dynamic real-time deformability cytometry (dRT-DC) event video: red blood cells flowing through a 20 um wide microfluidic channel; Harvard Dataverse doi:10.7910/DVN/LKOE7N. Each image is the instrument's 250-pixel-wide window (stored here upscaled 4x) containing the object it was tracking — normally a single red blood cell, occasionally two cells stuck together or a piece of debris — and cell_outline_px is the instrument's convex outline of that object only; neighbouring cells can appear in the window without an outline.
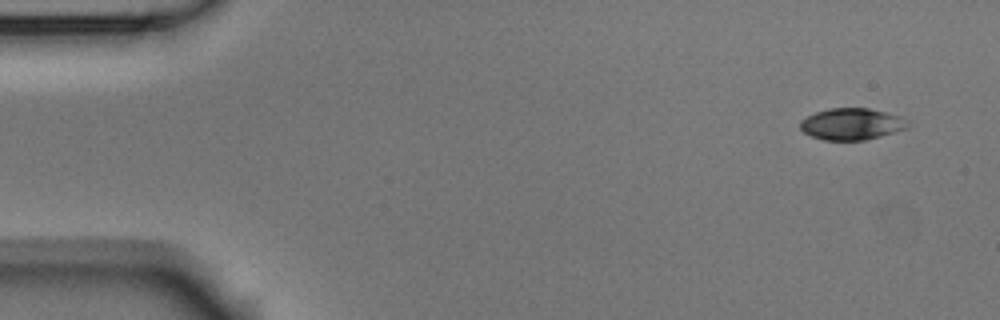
{"species": "Egyptian fruit bat (a non-hibernating species)", "species_latin": "Rousettus aegyptiacus", "temperature_condition": "room temperature", "stored_images_in_passage": 6, "camera_frame_rate_fps": 3000, "um_per_image_px": 0.085, "animal": {"sex": "male"}, "frame": {"image": 1, "passage_image": 1, "time_ms": 0.0, "image_size_px": [1000, 320], "cell_outline_px": [[908, 128], [880, 136], [864, 140], [824, 140], [812, 136], [804, 132], [800, 128], [800, 120], [816, 112], [828, 108], [868, 108], [900, 116], [908, 120]], "centroid_in_image_um": [72.38, 10.54], "position_along_channel_um": 12.6, "area_um2": 19.71}}
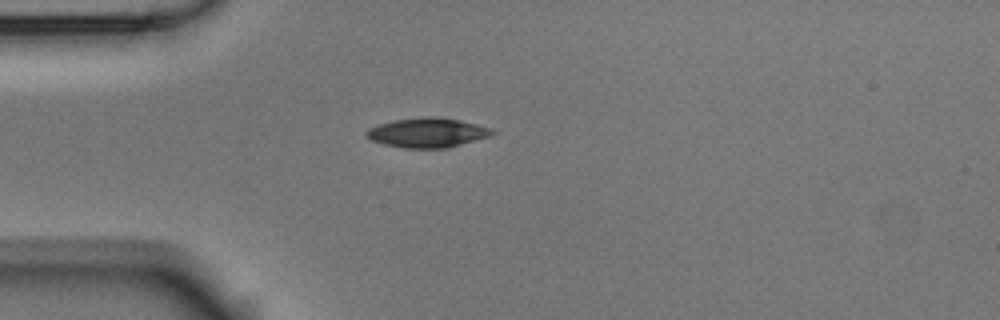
{"frame": {"image": 2, "passage_image": 4, "time_ms": 1.0, "image_size_px": [1000, 320], "cell_outline_px": [[496, 132], [488, 136], [448, 148], [404, 148], [384, 144], [372, 140], [364, 136], [364, 132], [368, 128], [380, 124], [396, 120], [424, 116], [436, 116], [460, 120], [492, 128]], "centroid_in_image_um": [36.31, 11.27], "position_along_channel_um": 48.7, "area_um2": 21.62}}
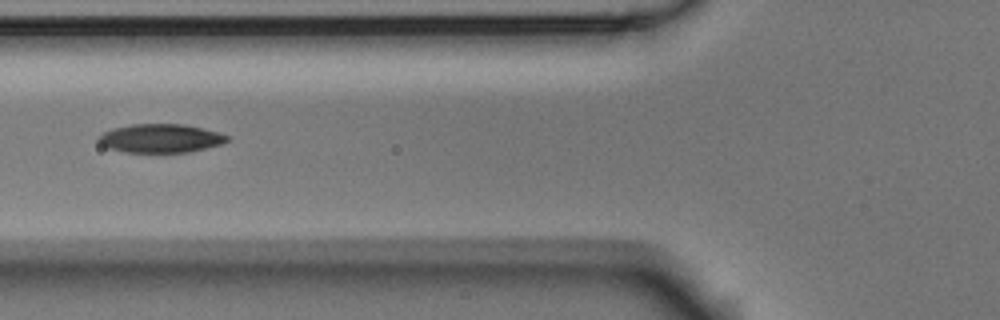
{"frame": {"image": 3, "passage_image": 6, "time_ms": 1.667, "image_size_px": [1000, 320], "cell_outline_px": [[232, 136], [228, 140], [220, 144], [188, 152], [124, 152], [108, 148], [100, 144], [96, 136], [112, 128], [132, 124], [184, 124]], "centroid_in_image_um": [13.6, 11.75], "position_along_channel_um": 112.2, "area_um2": 21.39}}